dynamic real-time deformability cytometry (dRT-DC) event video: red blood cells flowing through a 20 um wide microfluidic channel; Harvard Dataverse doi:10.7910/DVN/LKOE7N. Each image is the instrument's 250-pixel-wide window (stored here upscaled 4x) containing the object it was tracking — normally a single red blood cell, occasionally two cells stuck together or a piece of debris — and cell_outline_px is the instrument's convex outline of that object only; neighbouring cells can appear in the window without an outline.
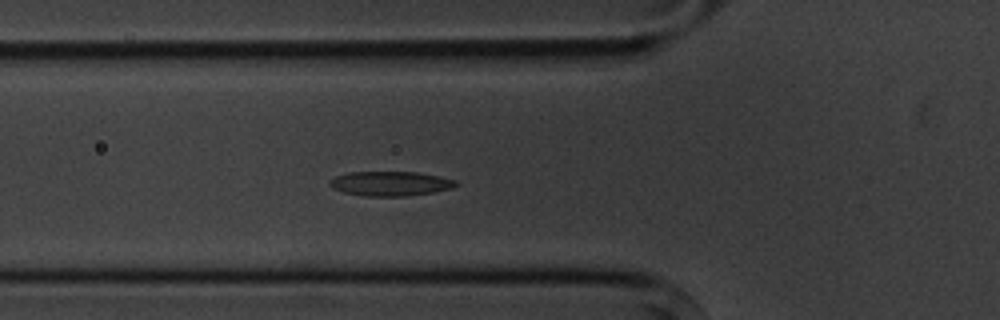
{"species": "common noctule bat (a hibernating species)", "species_latin": "Nyctalus noctula", "temperature_condition": "cold", "stored_images_in_passage": 5, "camera_frame_rate_fps": 3000, "um_per_image_px": 0.085, "animal": {"sex": "male", "body_mass_g": 20.1, "forearm_length_mm": 53.5}, "frame": {"image": 1, "passage_image": 5, "time_ms": 4.667, "image_size_px": [1000, 320], "cell_outline_px": [[460, 184], [452, 188], [436, 192], [408, 196], [364, 196], [344, 192], [332, 188], [328, 184], [328, 180], [336, 176], [348, 172], [416, 172], [456, 180]], "centroid_in_image_um": [33.17, 15.61], "position_along_channel_um": 92.6, "area_um2": 18.15}}